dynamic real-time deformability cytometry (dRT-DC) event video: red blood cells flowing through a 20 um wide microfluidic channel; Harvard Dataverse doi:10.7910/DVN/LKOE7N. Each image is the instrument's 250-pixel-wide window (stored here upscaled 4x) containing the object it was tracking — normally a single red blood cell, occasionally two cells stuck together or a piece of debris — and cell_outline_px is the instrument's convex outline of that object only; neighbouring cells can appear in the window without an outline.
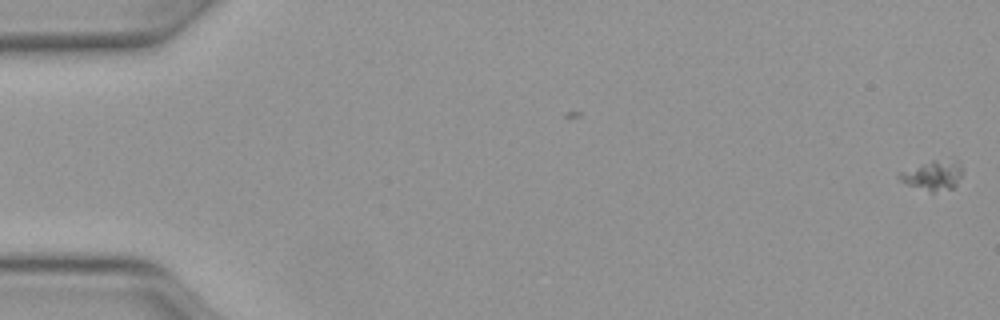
{"species": "Egyptian fruit bat (a non-hibernating species)", "species_latin": "Rousettus aegyptiacus", "temperature_condition": "warm", "stored_images_in_passage": 11, "camera_frame_rate_fps": 3000, "um_per_image_px": 0.085, "animal": {"sex": "female"}, "frame": {"image": 1, "passage_image": 1, "time_ms": 0.0, "image_size_px": [1000, 320], "cell_outline_px": [[960, 176], [956, 184], [952, 188], [932, 192], [908, 184], [900, 180], [896, 176], [896, 172], [932, 160], [956, 160], [960, 164]], "centroid_in_image_um": [79.23, 14.88], "position_along_channel_um": 5.8, "area_um2": 10.69}}